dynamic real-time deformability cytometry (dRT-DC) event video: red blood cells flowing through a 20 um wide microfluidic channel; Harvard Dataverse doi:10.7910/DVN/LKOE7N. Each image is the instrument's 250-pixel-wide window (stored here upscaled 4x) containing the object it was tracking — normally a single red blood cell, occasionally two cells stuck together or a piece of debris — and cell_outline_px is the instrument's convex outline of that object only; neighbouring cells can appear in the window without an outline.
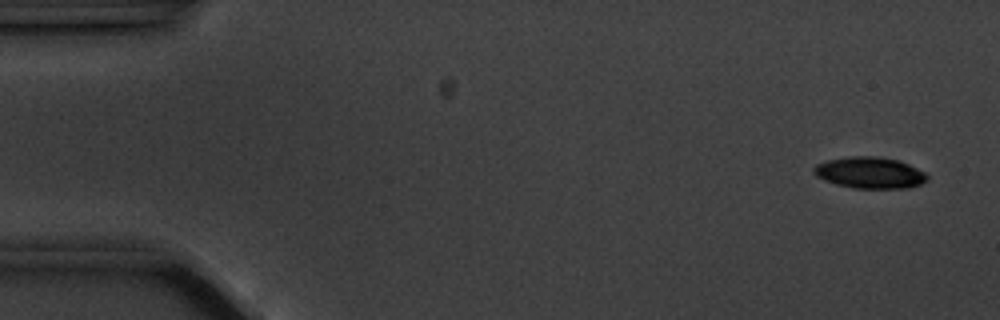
{"species": "common noctule bat (a hibernating species)", "species_latin": "Nyctalus noctula", "temperature_condition": "cold", "stored_images_in_passage": 4, "camera_frame_rate_fps": 3000, "um_per_image_px": 0.085, "animal": {"sex": "male", "body_mass_g": 20.1, "forearm_length_mm": 53.5}, "frame": {"image": 1, "passage_image": 1, "time_ms": 0.0, "image_size_px": [1000, 320], "cell_outline_px": [[928, 180], [920, 184], [908, 188], [856, 188], [836, 184], [824, 180], [816, 176], [812, 172], [812, 168], [816, 164], [828, 160], [848, 156], [876, 156], [896, 160], [908, 164], [924, 172], [928, 176]], "centroid_in_image_um": [73.9, 14.68], "position_along_channel_um": 11.1, "area_um2": 20.69}}
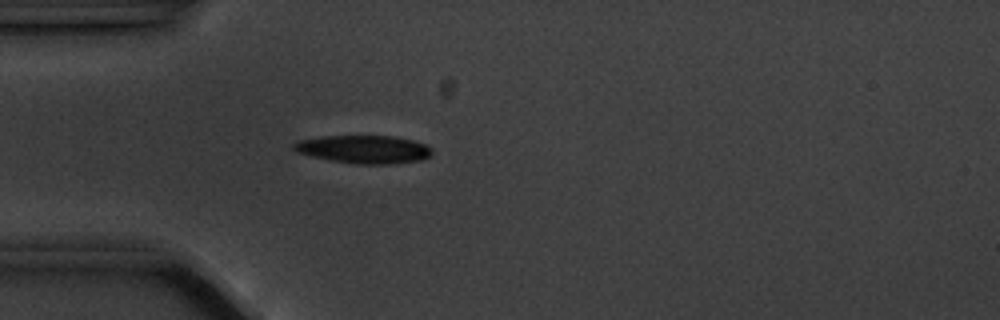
{"frame": {"image": 2, "passage_image": 4, "time_ms": 4.333, "image_size_px": [1000, 320], "cell_outline_px": [[432, 156], [420, 160], [388, 164], [360, 164], [332, 160], [312, 156], [296, 152], [292, 148], [292, 144], [296, 140], [320, 136], [392, 136], [412, 140], [424, 144], [432, 148]], "centroid_in_image_um": [30.9, 12.68], "position_along_channel_um": 54.1, "area_um2": 22.6}}